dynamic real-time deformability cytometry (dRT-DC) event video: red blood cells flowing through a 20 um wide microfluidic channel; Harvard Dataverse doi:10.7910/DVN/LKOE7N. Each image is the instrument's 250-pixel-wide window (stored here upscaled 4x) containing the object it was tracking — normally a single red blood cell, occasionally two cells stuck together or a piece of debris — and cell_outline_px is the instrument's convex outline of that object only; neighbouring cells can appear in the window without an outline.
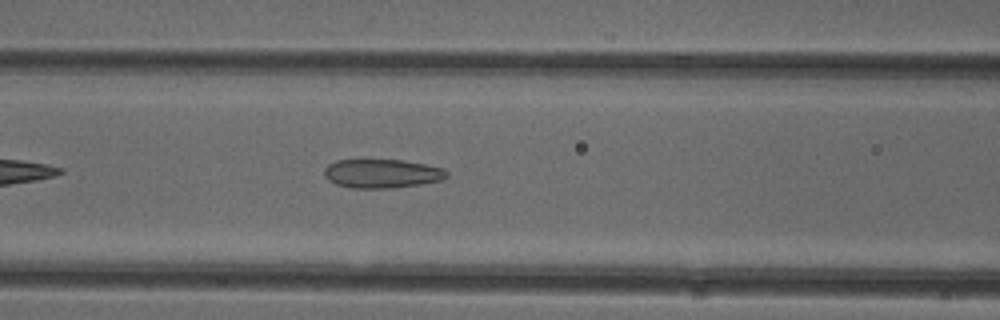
{"species": "common noctule bat (a hibernating species)", "species_latin": "Nyctalus noctula", "temperature_condition": "cold", "stored_images_in_passage": 38, "camera_frame_rate_fps": 3000, "um_per_image_px": 0.085, "animal": {"sex": "female"}, "frame": {"image": 1, "passage_image": 8, "time_ms": 2.333, "image_size_px": [1000, 320], "cell_outline_px": [[448, 176], [440, 180], [420, 184], [388, 188], [352, 188], [336, 184], [328, 180], [324, 176], [324, 168], [328, 164], [336, 160], [404, 160], [444, 168], [448, 172]], "centroid_in_image_um": [32.44, 14.75], "position_along_channel_um": 134.2, "area_um2": 20.58}}
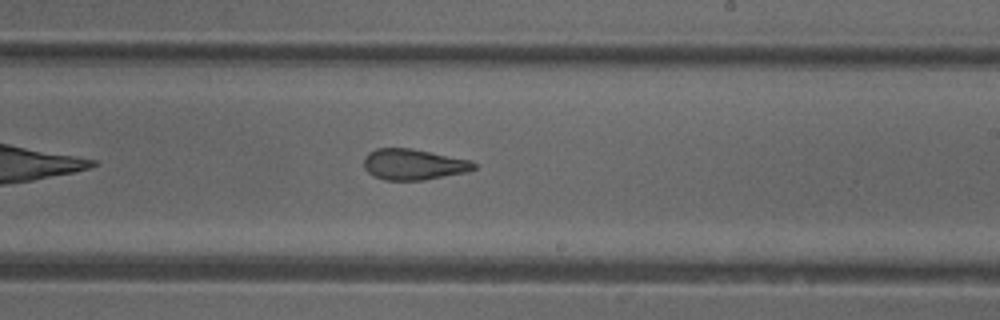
{"frame": {"image": 2, "passage_image": 17, "time_ms": 5.333, "image_size_px": [1000, 320], "cell_outline_px": [[476, 168], [468, 172], [424, 180], [384, 180], [368, 172], [364, 168], [364, 156], [368, 152], [376, 148], [412, 148], [472, 160], [476, 164]], "centroid_in_image_um": [35.17, 13.97], "position_along_channel_um": 253.8, "area_um2": 20.0}}
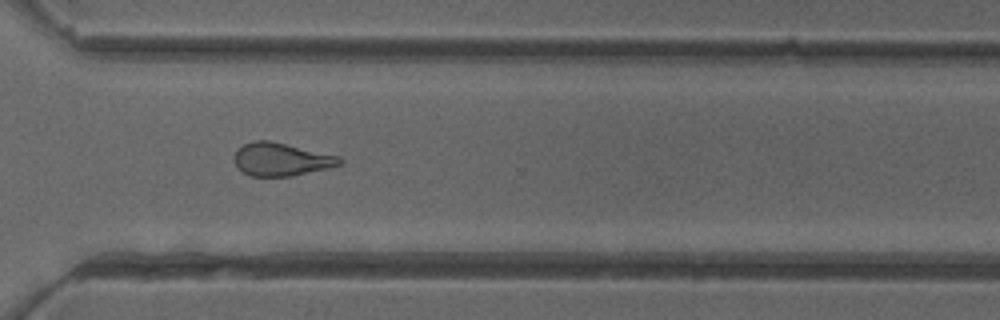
{"frame": {"image": 3, "passage_image": 24, "time_ms": 7.667, "image_size_px": [1000, 320], "cell_outline_px": [[344, 164], [328, 168], [292, 176], [252, 176], [244, 172], [236, 164], [236, 152], [244, 144], [252, 140], [268, 140], [340, 156], [344, 160]], "centroid_in_image_um": [23.98, 13.54], "position_along_channel_um": 346.6, "area_um2": 20.06}, "authors_computed_cell_mechanics": {"area_um2": 20.4901, "velocity_mm_per_s": 3.9931, "shape_relaxation_time_tau1_ms": null, "shape_relaxation_time_tau2_ms": 1.9092, "deformation_change_tau1": null, "deformation_change_tau2": 0.1055}}